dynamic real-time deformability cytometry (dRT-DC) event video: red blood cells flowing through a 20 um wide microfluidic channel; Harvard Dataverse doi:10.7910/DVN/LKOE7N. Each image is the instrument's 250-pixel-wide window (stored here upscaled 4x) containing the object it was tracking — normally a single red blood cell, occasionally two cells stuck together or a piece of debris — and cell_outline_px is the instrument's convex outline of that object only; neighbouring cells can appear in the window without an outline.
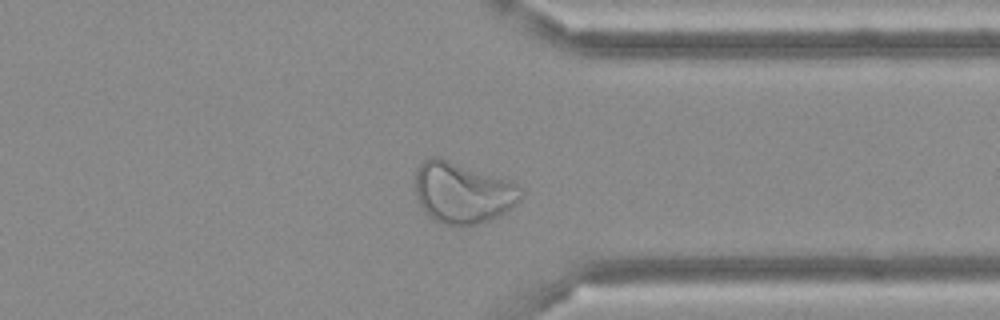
{"species": "Egyptian fruit bat (a non-hibernating species)", "species_latin": "Rousettus aegyptiacus", "temperature_condition": "cold", "stored_images_in_passage": 48, "camera_frame_rate_fps": 3000, "um_per_image_px": 0.085, "frame": {"image": 1, "passage_image": 37, "time_ms": 12.0, "image_size_px": [1000, 320], "cell_outline_px": [[524, 192], [520, 200], [516, 204], [500, 216], [476, 224], [444, 224], [432, 220], [420, 208], [416, 196], [416, 168], [424, 160], [432, 156], [436, 156], [508, 180], [524, 188]], "centroid_in_image_um": [39.31, 16.39], "position_along_channel_um": 372.1, "area_um2": 37.57}}
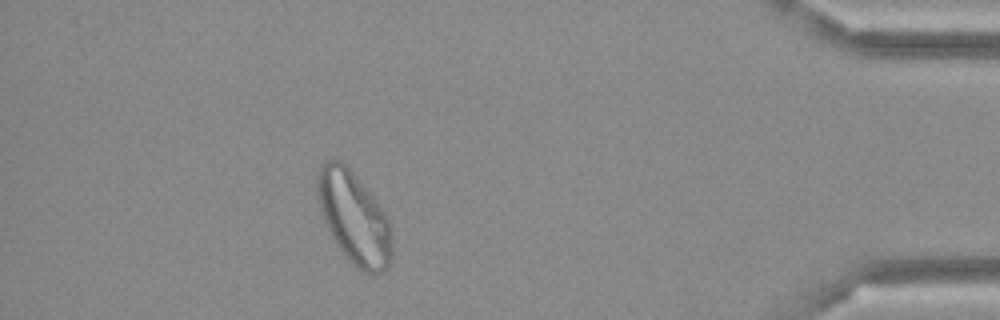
{"frame": {"image": 2, "passage_image": 43, "time_ms": 14.0, "image_size_px": [1000, 320], "cell_outline_px": [[392, 260], [388, 268], [376, 276], [372, 276], [360, 272], [344, 256], [336, 244], [324, 220], [320, 208], [316, 192], [316, 172], [320, 164], [324, 160], [340, 160], [352, 172], [376, 200], [384, 212], [388, 220], [392, 244]], "centroid_in_image_um": [30.08, 18.56], "position_along_channel_um": 405.1, "area_um2": 40.46}}